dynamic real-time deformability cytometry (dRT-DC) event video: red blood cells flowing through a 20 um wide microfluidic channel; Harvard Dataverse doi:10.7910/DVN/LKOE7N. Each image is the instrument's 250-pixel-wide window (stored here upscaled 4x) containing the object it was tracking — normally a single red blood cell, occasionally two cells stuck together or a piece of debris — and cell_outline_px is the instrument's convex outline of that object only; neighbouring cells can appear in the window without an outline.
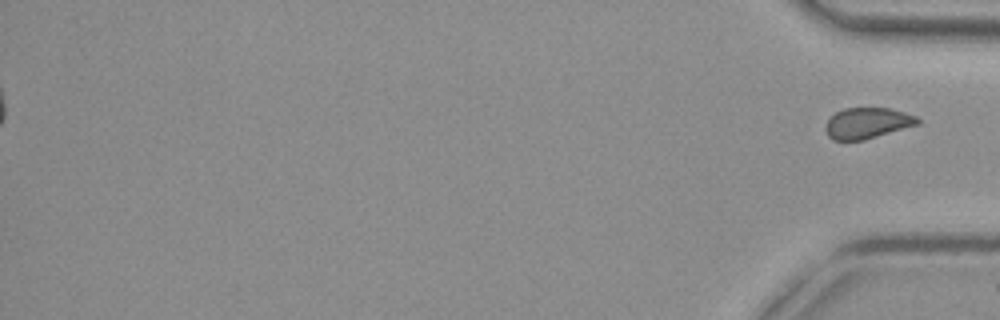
{"species": "common noctule bat (a hibernating species)", "species_latin": "Nyctalus noctula", "temperature_condition": "cold", "stored_images_in_passage": 50, "segment_of_instrument_passage": [2, 2], "camera_frame_rate_fps": 3000, "um_per_image_px": 0.085, "animal": {"sex": "female", "body_mass_g": 29.2, "forearm_length_mm": 56.3}, "frame": {"image": 1, "passage_image": 50, "time_ms": 16.333, "image_size_px": [1000, 320], "cell_outline_px": [[920, 124], [864, 140], [832, 140], [828, 136], [824, 128], [824, 124], [836, 112], [844, 108], [888, 108], [904, 112], [916, 116], [920, 120]], "centroid_in_image_um": [73.71, 10.47], "position_along_channel_um": 361.5, "area_um2": 16.65}}